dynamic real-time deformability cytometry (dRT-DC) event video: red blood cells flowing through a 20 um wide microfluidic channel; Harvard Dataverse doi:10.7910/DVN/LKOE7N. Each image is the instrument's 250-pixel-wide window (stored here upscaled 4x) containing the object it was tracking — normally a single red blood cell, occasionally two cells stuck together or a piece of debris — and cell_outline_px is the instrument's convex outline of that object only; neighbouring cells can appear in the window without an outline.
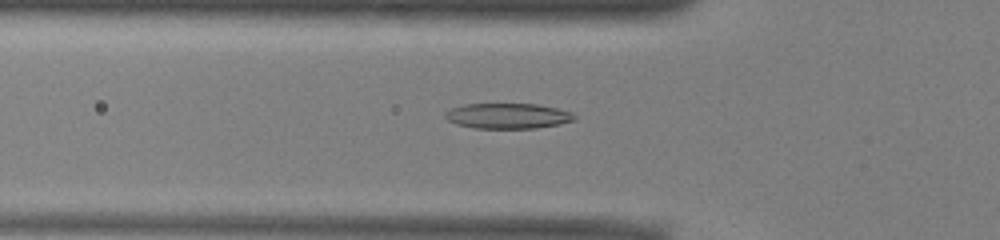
{"species": "common noctule bat (a hibernating species)", "species_latin": "Nyctalus noctula", "temperature_condition": "warm", "stored_images_in_passage": 51, "camera_frame_rate_fps": 3000, "um_per_image_px": 0.085, "animal": {"sex": "male", "body_mass_g": 13.0, "forearm_length_mm": 53.1}, "frame": {"image": 1, "passage_image": 17, "time_ms": 5.333, "image_size_px": [1000, 240], "cell_outline_px": [[576, 120], [560, 124], [536, 128], [476, 128], [456, 124], [448, 120], [444, 116], [444, 112], [452, 108], [464, 104], [536, 104], [556, 108], [572, 112], [576, 116]], "centroid_in_image_um": [43.17, 9.85], "position_along_channel_um": 82.6, "area_um2": 19.13}}
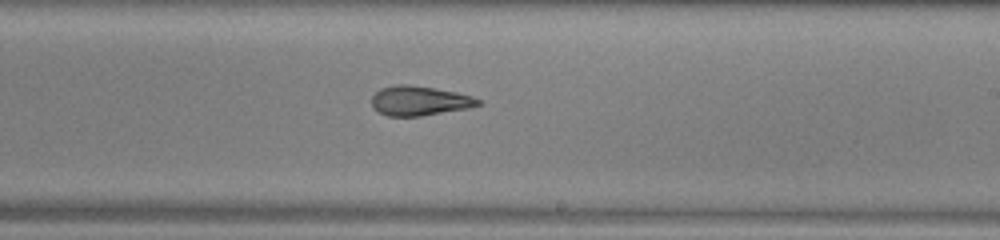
{"frame": {"image": 2, "passage_image": 30, "time_ms": 9.667, "image_size_px": [1000, 240], "cell_outline_px": [[484, 104], [468, 108], [420, 116], [388, 116], [372, 108], [372, 96], [380, 88], [396, 84], [408, 84], [436, 88], [456, 92], [472, 96], [484, 100]], "centroid_in_image_um": [35.69, 8.56], "position_along_channel_um": 253.3, "area_um2": 18.55}}
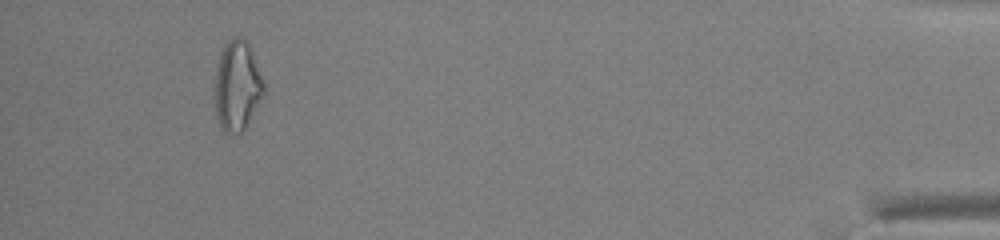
{"frame": {"image": 3, "passage_image": 48, "time_ms": 15.667, "image_size_px": [1000, 240], "cell_outline_px": [[264, 96], [244, 128], [240, 132], [224, 132], [216, 116], [216, 68], [224, 44], [228, 40], [236, 36], [240, 36], [248, 44], [252, 52], [264, 80]], "centroid_in_image_um": [20.18, 7.27], "position_along_channel_um": 415.0, "area_um2": 25.26}, "authors_computed_cell_mechanics": {"area_um2": 20.3456, "velocity_mm_per_s": 3.9274, "shape_relaxation_time_tau1_ms": null, "shape_relaxation_time_tau2_ms": 2.5927, "deformation_change_tau1": null, "deformation_change_tau2": 0.1142}}